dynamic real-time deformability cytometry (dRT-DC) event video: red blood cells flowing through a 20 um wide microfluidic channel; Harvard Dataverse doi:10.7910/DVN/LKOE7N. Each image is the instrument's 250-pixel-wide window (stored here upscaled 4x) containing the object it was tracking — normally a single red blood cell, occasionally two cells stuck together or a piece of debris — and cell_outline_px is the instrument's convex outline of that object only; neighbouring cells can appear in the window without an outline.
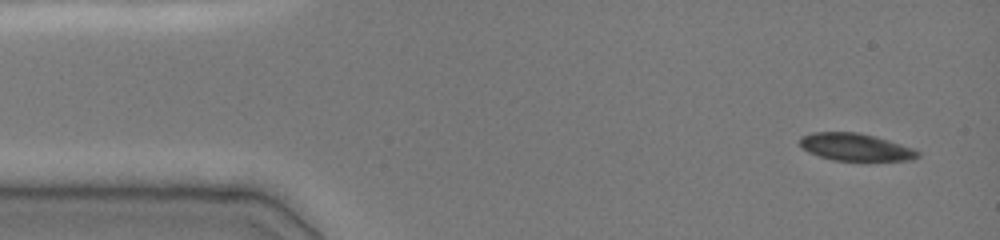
{"species": "common noctule bat (a hibernating species)", "species_latin": "Nyctalus noctula", "temperature_condition": "cold", "stored_images_in_passage": 9, "camera_frame_rate_fps": 3000, "um_per_image_px": 0.085, "animal": {"sex": "female", "body_mass_g": 19.0, "forearm_length_mm": 51.5}, "frame": {"image": 1, "passage_image": 1, "time_ms": 0.0, "image_size_px": [1000, 240], "cell_outline_px": [[920, 156], [912, 160], [832, 160], [808, 152], [800, 148], [800, 136], [812, 132], [860, 132], [888, 140], [912, 148], [920, 152]], "centroid_in_image_um": [72.68, 12.49], "position_along_channel_um": 12.3, "area_um2": 18.79}}
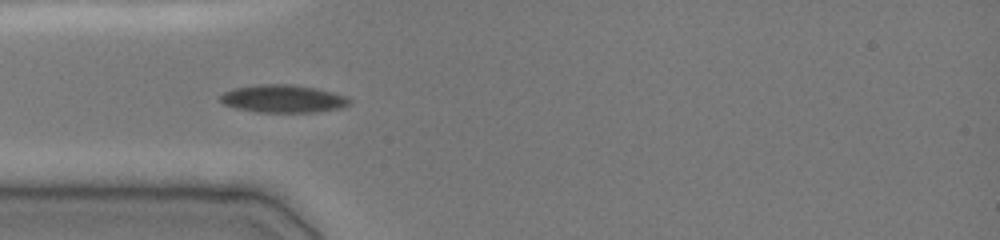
{"frame": {"image": 2, "passage_image": 6, "time_ms": 3.667, "image_size_px": [1000, 240], "cell_outline_px": [[352, 100], [344, 108], [316, 112], [256, 112], [236, 108], [224, 104], [220, 100], [220, 96], [224, 92], [232, 88], [256, 84], [292, 84], [316, 88], [332, 92], [344, 96]], "centroid_in_image_um": [24.05, 8.39], "position_along_channel_um": 60.9, "area_um2": 21.04}}
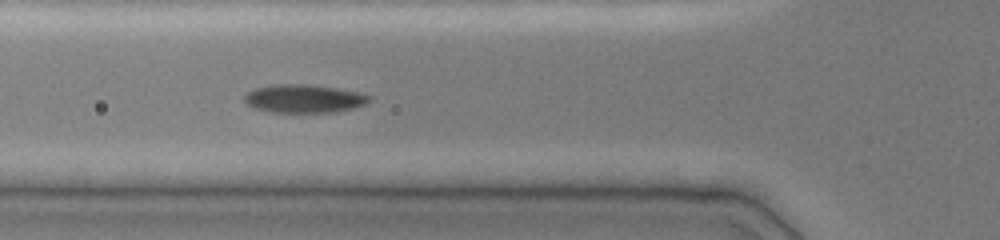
{"frame": {"image": 3, "passage_image": 9, "time_ms": 4.667, "image_size_px": [1000, 240], "cell_outline_px": [[372, 100], [364, 104], [352, 108], [332, 112], [276, 112], [252, 108], [244, 100], [244, 96], [248, 92], [256, 88], [276, 84], [308, 84], [336, 88], [356, 92], [372, 96]], "centroid_in_image_um": [25.83, 8.38], "position_along_channel_um": 100.0, "area_um2": 20.35}}